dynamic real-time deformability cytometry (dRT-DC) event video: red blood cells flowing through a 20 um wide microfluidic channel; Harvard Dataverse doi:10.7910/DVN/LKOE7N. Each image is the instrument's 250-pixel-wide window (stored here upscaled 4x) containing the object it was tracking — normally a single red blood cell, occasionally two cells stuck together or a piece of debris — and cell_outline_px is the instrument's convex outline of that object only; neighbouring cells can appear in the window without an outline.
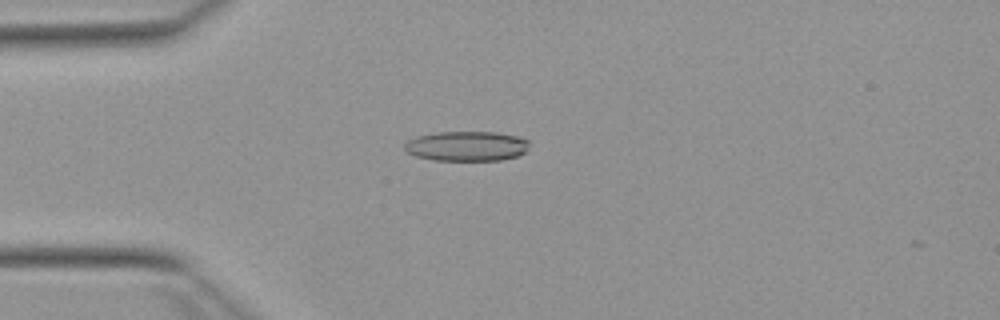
{"species": "Egyptian fruit bat (a non-hibernating species)", "species_latin": "Rousettus aegyptiacus", "temperature_condition": "warm", "stored_images_in_passage": 27, "camera_frame_rate_fps": 3000, "um_per_image_px": 0.085, "animal": {"sex": "female"}, "frame": {"image": 1, "passage_image": 13, "time_ms": 4.0, "image_size_px": [1000, 320], "cell_outline_px": [[528, 148], [524, 152], [516, 156], [500, 160], [432, 160], [416, 156], [408, 152], [404, 148], [404, 144], [408, 140], [416, 136], [440, 132], [496, 132], [516, 136], [528, 140]], "centroid_in_image_um": [39.64, 12.42], "position_along_channel_um": 45.4, "area_um2": 21.56}}
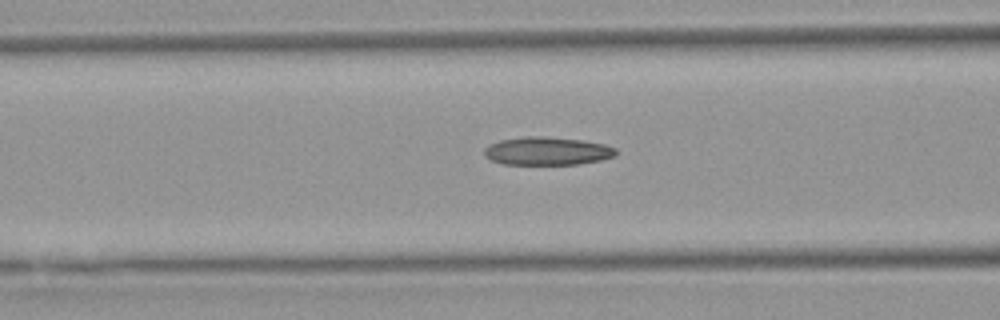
{"frame": {"image": 2, "passage_image": 20, "time_ms": 6.333, "image_size_px": [1000, 320], "cell_outline_px": [[616, 156], [600, 160], [576, 164], [500, 164], [484, 156], [484, 148], [488, 144], [500, 140], [524, 136], [544, 136], [584, 140], [604, 144], [616, 148]], "centroid_in_image_um": [46.48, 12.83], "position_along_channel_um": 120.1, "area_um2": 21.73}}
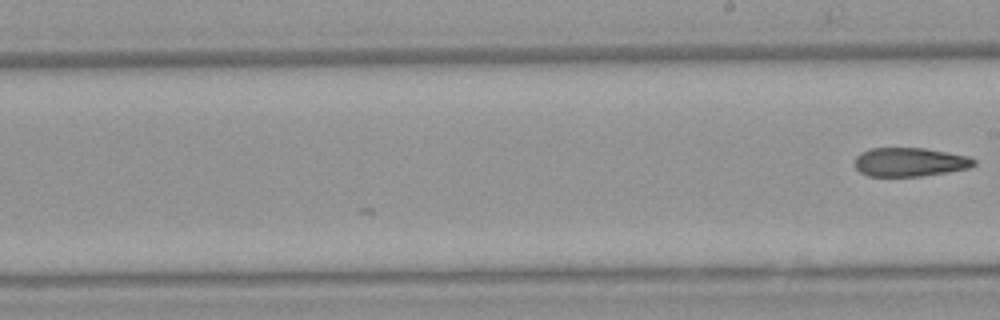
{"frame": {"image": 3, "passage_image": 27, "time_ms": 8.667, "image_size_px": [1000, 320], "cell_outline_px": [[976, 164], [968, 168], [948, 172], [920, 176], [868, 176], [860, 172], [856, 168], [856, 156], [860, 152], [872, 148], [924, 148], [968, 156], [976, 160]], "centroid_in_image_um": [77.33, 13.77], "position_along_channel_um": 211.7, "area_um2": 19.94}}